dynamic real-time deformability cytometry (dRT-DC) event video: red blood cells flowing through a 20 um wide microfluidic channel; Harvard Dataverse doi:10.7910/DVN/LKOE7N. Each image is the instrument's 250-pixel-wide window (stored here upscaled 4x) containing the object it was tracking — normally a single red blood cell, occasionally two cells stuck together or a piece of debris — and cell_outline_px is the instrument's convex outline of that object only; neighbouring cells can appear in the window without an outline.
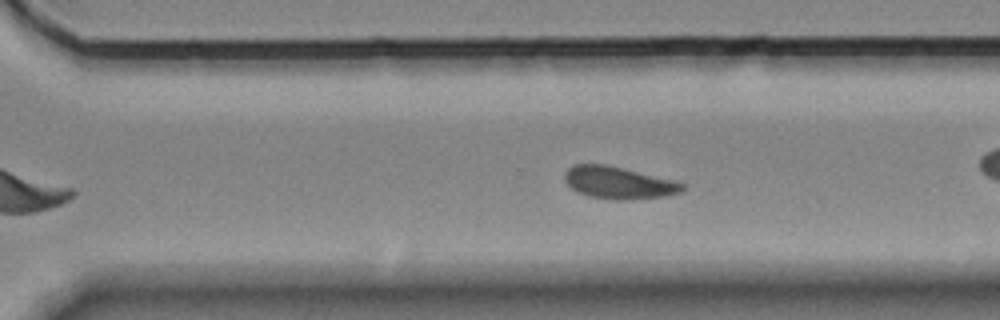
{"species": "Egyptian fruit bat (a non-hibernating species)", "species_latin": "Rousettus aegyptiacus", "temperature_condition": "room temperature", "stored_images_in_passage": 43, "camera_frame_rate_fps": 3000, "um_per_image_px": 0.085, "animal": {"sex": "female"}, "frame": {"image": 1, "passage_image": 31, "time_ms": 10.0, "image_size_px": [1000, 320], "cell_outline_px": [[684, 188], [680, 192], [664, 196], [624, 200], [616, 200], [588, 196], [576, 192], [564, 180], [564, 172], [572, 164], [604, 164], [676, 180], [684, 184]], "centroid_in_image_um": [52.55, 15.53], "position_along_channel_um": 318.1, "area_um2": 22.08}, "authors_computed_cell_mechanics": {"area_um2": 21.9062, "velocity_mm_per_s": 3.5987, "shape_relaxation_time_tau1_ms": 3.5496, "shape_relaxation_time_tau2_ms": 2.8699, "deformation_change_tau1": 0.0914, "deformation_change_tau2": 0.0947}}